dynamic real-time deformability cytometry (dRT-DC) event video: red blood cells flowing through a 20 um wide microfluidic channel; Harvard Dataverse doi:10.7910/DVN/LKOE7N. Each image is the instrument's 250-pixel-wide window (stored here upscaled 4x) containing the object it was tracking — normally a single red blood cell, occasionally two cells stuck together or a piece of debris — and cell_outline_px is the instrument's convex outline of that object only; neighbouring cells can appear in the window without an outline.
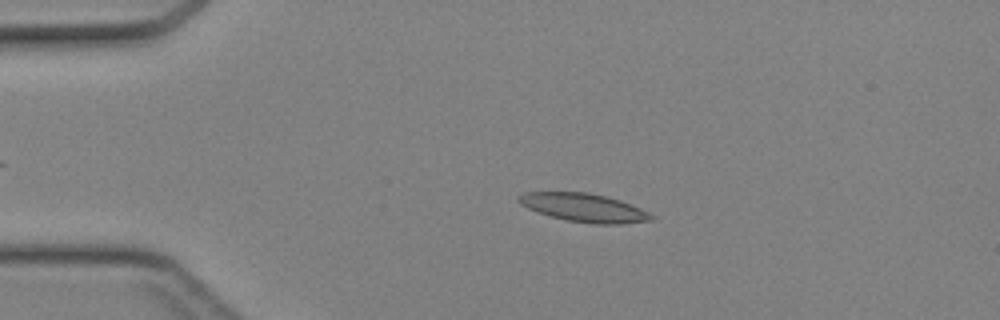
{"species": "Egyptian fruit bat (a non-hibernating species)", "species_latin": "Rousettus aegyptiacus", "temperature_condition": "cold", "stored_images_in_passage": 38, "camera_frame_rate_fps": 3000, "um_per_image_px": 0.085, "animal": {"sex": "female"}, "frame": {"image": 1, "passage_image": 9, "time_ms": 2.667, "image_size_px": [1000, 320], "cell_outline_px": [[656, 216], [652, 220], [620, 224], [596, 224], [568, 220], [552, 216], [528, 208], [520, 204], [516, 200], [524, 192], [588, 192], [620, 200], [640, 208]], "centroid_in_image_um": [49.66, 17.65], "position_along_channel_um": 35.3, "area_um2": 21.68}}
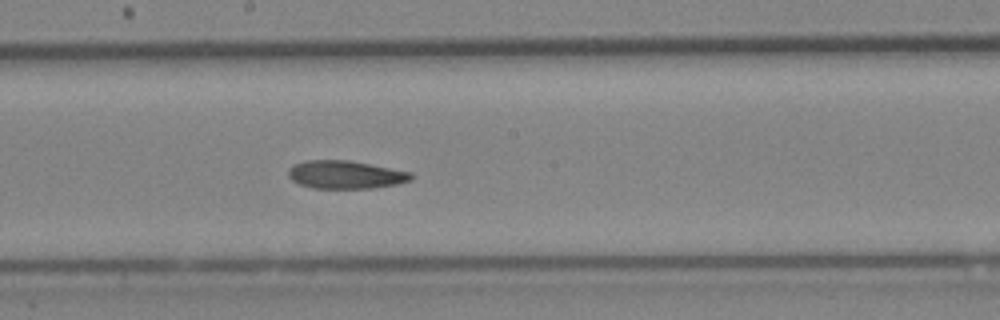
{"frame": {"image": 2, "passage_image": 24, "time_ms": 7.667, "image_size_px": [1000, 320], "cell_outline_px": [[412, 180], [396, 184], [372, 188], [312, 188], [300, 184], [292, 180], [288, 176], [288, 172], [296, 164], [304, 160], [348, 160], [412, 172]], "centroid_in_image_um": [29.38, 14.85], "position_along_channel_um": 218.8, "area_um2": 19.88}}
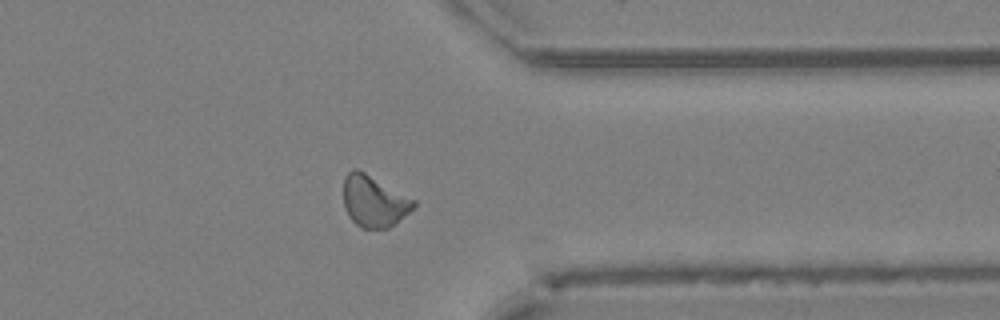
{"frame": {"image": 3, "passage_image": 35, "time_ms": 11.333, "image_size_px": [1000, 320], "cell_outline_px": [[416, 204], [408, 212], [388, 228], [360, 228], [348, 216], [344, 208], [344, 176], [352, 168], [356, 168], [364, 172], [416, 200]], "centroid_in_image_um": [31.75, 17.09], "position_along_channel_um": 379.7, "area_um2": 20.81}}